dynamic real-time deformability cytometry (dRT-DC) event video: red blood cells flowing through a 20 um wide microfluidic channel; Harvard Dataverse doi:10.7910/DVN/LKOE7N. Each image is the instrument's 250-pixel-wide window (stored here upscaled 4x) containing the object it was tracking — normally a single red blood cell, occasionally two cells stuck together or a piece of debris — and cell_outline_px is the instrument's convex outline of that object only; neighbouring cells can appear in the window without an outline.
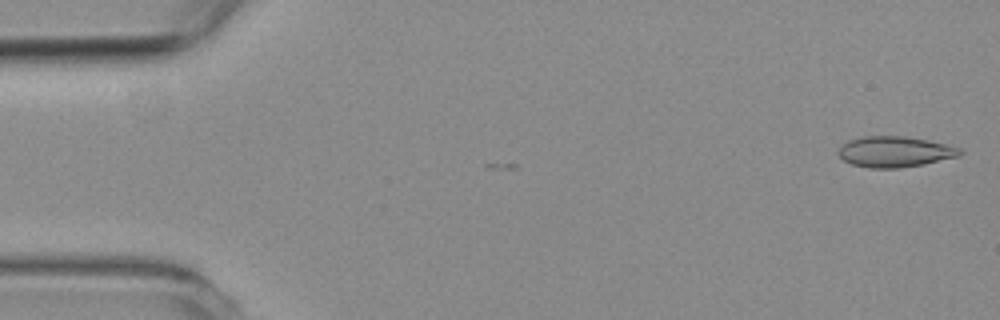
{"species": "common noctule bat (a hibernating species)", "species_latin": "Nyctalus noctula", "temperature_condition": "room temperature", "stored_images_in_passage": 4, "camera_frame_rate_fps": 3000, "um_per_image_px": 0.085, "animal": {"sex": "female", "body_mass_g": 19.3, "forearm_length_mm": 54.1}, "frame": {"image": 1, "passage_image": 2, "time_ms": 0.333, "image_size_px": [1000, 320], "cell_outline_px": [[964, 152], [960, 156], [900, 168], [868, 168], [852, 164], [844, 160], [836, 152], [848, 140], [864, 136], [904, 136], [928, 140], [960, 148]], "centroid_in_image_um": [76.05, 12.89], "position_along_channel_um": 9.0, "area_um2": 21.62}}